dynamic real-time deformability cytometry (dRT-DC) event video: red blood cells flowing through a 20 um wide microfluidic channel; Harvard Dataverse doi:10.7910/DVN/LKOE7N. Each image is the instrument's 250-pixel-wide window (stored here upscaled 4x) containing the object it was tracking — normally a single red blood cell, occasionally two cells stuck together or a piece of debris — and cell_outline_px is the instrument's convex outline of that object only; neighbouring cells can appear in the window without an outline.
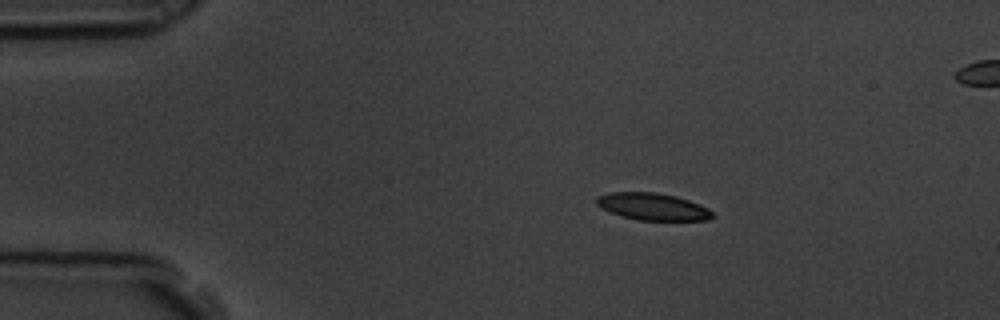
{"species": "common noctule bat (a hibernating species)", "species_latin": "Nyctalus noctula", "temperature_condition": "room temperature", "stored_images_in_passage": 5, "segment_of_instrument_passage": [1, 2], "camera_frame_rate_fps": 3000, "um_per_image_px": 0.085, "animal": {"sex": "male", "body_mass_g": 19.5, "forearm_length_mm": 54.6}, "frame": {"image": 1, "passage_image": 2, "time_ms": 0.333, "image_size_px": [1000, 320], "cell_outline_px": [[716, 216], [708, 220], [640, 220], [620, 216], [596, 204], [596, 196], [608, 192], [656, 192], [676, 196], [688, 200], [708, 208]], "centroid_in_image_um": [55.49, 17.56], "position_along_channel_um": 29.5, "area_um2": 18.26}}